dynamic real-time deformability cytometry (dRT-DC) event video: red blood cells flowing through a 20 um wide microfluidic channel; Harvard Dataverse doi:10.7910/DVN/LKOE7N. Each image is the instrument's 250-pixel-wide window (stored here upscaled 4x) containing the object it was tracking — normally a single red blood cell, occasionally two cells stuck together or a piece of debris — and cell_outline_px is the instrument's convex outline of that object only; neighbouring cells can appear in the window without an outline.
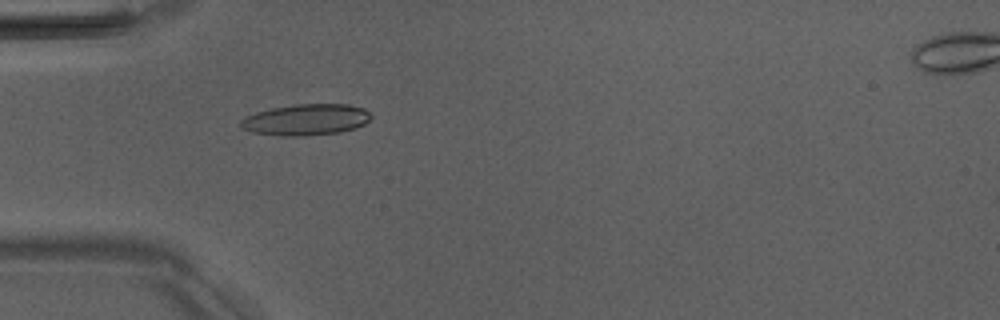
{"species": "Egyptian fruit bat (a non-hibernating species)", "species_latin": "Rousettus aegyptiacus", "temperature_condition": "room temperature", "stored_images_in_passage": 6, "camera_frame_rate_fps": 3000, "um_per_image_px": 0.085, "animal": {"sex": "male"}, "frame": {"image": 1, "passage_image": 5, "time_ms": 4.667, "image_size_px": [1000, 320], "cell_outline_px": [[372, 116], [364, 124], [356, 128], [340, 132], [304, 136], [288, 136], [252, 132], [244, 128], [240, 124], [240, 120], [256, 112], [272, 108], [296, 104], [348, 104], [364, 108]], "centroid_in_image_um": [26.05, 10.17], "position_along_channel_um": 59.0, "area_um2": 23.52}}